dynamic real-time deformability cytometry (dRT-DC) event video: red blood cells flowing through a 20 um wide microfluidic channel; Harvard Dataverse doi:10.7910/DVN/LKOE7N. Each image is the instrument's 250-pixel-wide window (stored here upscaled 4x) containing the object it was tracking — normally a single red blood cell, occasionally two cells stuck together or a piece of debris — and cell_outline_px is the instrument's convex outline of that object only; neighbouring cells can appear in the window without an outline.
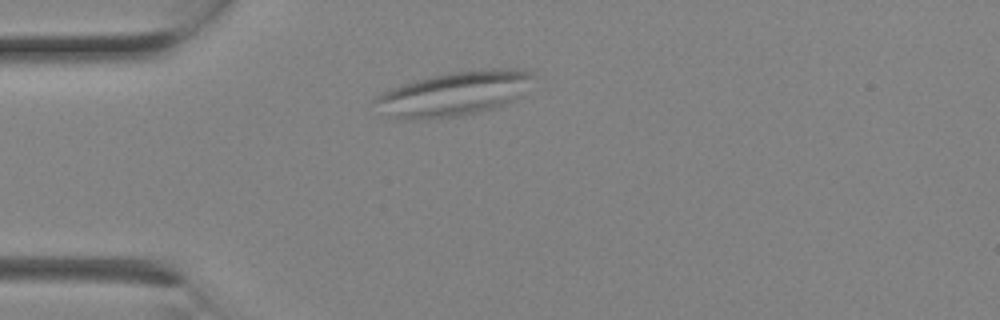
{"species": "Egyptian fruit bat (a non-hibernating species)", "species_latin": "Rousettus aegyptiacus", "temperature_condition": "room temperature", "stored_images_in_passage": 3, "camera_frame_rate_fps": 3000, "um_per_image_px": 0.085, "animal": {"sex": "female"}, "frame": {"image": 1, "passage_image": 3, "time_ms": 0.667, "image_size_px": [1000, 320], "cell_outline_px": [[540, 76], [516, 100], [480, 112], [464, 116], [420, 120], [404, 120], [388, 116], [372, 100], [376, 96], [400, 84], [432, 76], [452, 72], [492, 68], [524, 68]], "centroid_in_image_um": [38.69, 7.95], "position_along_channel_um": 46.3, "area_um2": 41.62}}